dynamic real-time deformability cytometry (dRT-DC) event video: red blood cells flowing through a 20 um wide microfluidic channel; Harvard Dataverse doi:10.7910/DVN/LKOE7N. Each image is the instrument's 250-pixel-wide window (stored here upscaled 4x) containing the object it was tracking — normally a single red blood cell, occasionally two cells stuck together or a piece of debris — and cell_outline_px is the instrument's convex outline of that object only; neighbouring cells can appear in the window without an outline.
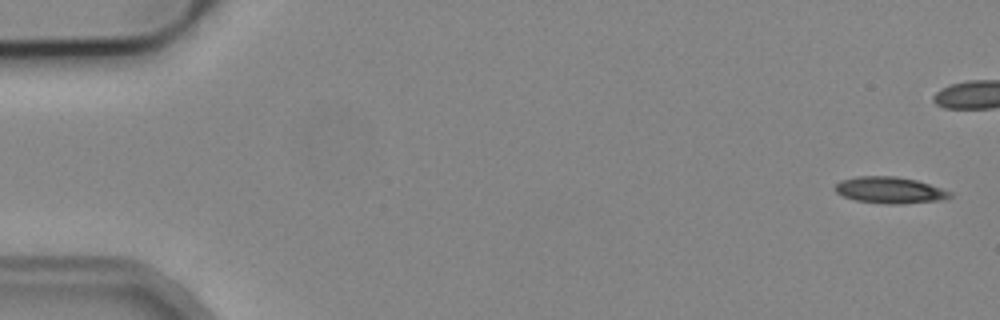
{"species": "common noctule bat (a hibernating species)", "species_latin": "Nyctalus noctula", "temperature_condition": "cold", "stored_images_in_passage": 6, "camera_frame_rate_fps": 3000, "um_per_image_px": 0.085, "animal": {"sex": "male", "body_mass_g": 19.2, "forearm_length_mm": 51.8}, "frame": {"image": 1, "passage_image": 1, "time_ms": 0.0, "image_size_px": [1000, 320], "cell_outline_px": [[952, 196], [944, 200], [900, 204], [888, 204], [856, 200], [844, 196], [836, 192], [832, 188], [840, 180], [856, 176], [896, 176], [916, 180], [952, 192]], "centroid_in_image_um": [75.62, 16.16], "position_along_channel_um": 9.4, "area_um2": 17.74}}